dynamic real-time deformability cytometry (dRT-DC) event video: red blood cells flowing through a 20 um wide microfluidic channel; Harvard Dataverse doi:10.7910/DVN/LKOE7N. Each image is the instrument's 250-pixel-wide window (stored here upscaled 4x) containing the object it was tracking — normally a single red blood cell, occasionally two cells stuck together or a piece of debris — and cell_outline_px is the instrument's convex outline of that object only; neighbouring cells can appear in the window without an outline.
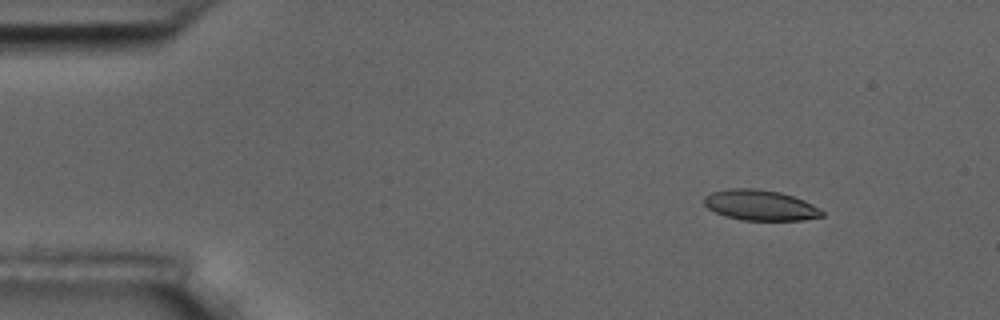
{"species": "common noctule bat (a hibernating species)", "species_latin": "Nyctalus noctula", "temperature_condition": "room temperature", "stored_images_in_passage": 4, "camera_frame_rate_fps": 3000, "um_per_image_px": 0.085, "animal": {"sex": "male", "body_mass_g": 17.5, "forearm_length_mm": 52.3}, "frame": {"image": 1, "passage_image": 2, "time_ms": 1.0, "image_size_px": [1000, 320], "cell_outline_px": [[824, 216], [804, 220], [740, 220], [724, 216], [708, 208], [704, 204], [704, 196], [712, 192], [728, 188], [752, 188], [780, 192], [804, 200], [812, 204], [824, 212]], "centroid_in_image_um": [64.61, 17.44], "position_along_channel_um": 20.4, "area_um2": 20.98}}
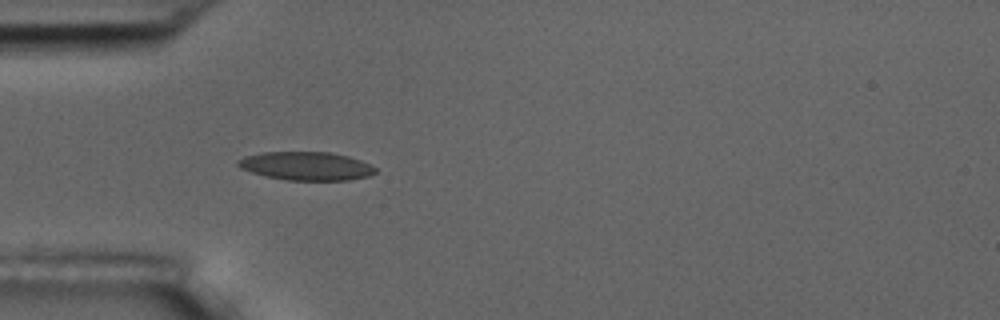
{"frame": {"image": 2, "passage_image": 4, "time_ms": 4.333, "image_size_px": [1000, 320], "cell_outline_px": [[376, 172], [368, 176], [348, 180], [288, 180], [268, 176], [252, 172], [240, 168], [236, 164], [236, 160], [244, 156], [264, 152], [328, 152], [348, 156], [360, 160], [376, 168]], "centroid_in_image_um": [26.01, 14.1], "position_along_channel_um": 59.0, "area_um2": 22.6}}